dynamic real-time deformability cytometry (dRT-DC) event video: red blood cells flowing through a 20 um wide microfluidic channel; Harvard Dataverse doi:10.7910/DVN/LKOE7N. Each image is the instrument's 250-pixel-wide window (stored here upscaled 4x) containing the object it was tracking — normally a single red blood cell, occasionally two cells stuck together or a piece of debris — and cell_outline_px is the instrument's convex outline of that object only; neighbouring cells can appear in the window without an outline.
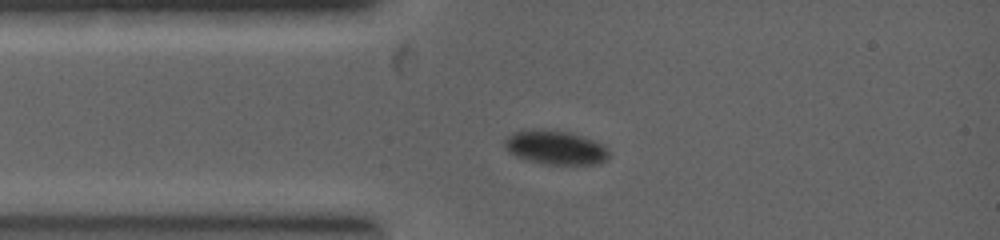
{"species": "common noctule bat (a hibernating species)", "species_latin": "Nyctalus noctula", "temperature_condition": "warm", "stored_images_in_passage": 41, "camera_frame_rate_fps": 5000, "um_per_image_px": 0.085, "animal": {"sex": "female", "body_mass_g": 19.0, "forearm_length_mm": 53.3}, "frame": {"image": 1, "passage_image": 1, "time_ms": 0.0, "image_size_px": [1000, 240], "cell_outline_px": [[608, 160], [600, 164], [544, 164], [528, 160], [516, 156], [508, 152], [504, 148], [504, 140], [512, 132], [524, 128], [544, 128], [572, 132], [584, 136], [604, 144], [608, 148]], "centroid_in_image_um": [47.2, 12.5], "position_along_channel_um": 37.8, "area_um2": 21.39}}
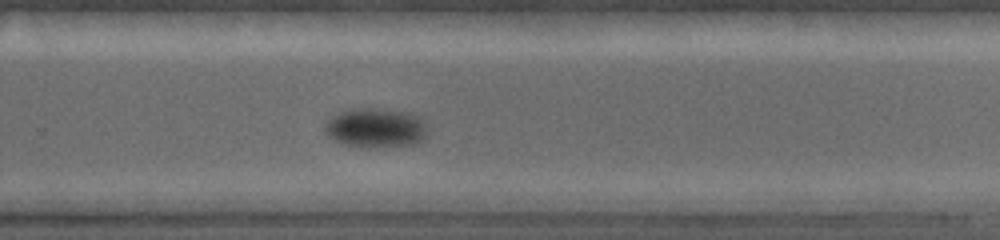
{"frame": {"image": 2, "passage_image": 30, "time_ms": 4.4, "image_size_px": [1000, 240], "cell_outline_px": [[428, 136], [424, 140], [416, 144], [344, 144], [332, 140], [324, 132], [324, 120], [340, 112], [356, 108], [368, 108], [416, 116], [424, 120], [428, 124]], "centroid_in_image_um": [31.9, 10.85], "position_along_channel_um": 297.9, "area_um2": 22.6}}
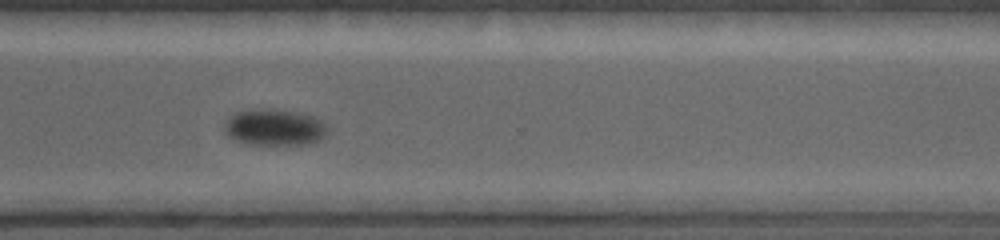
{"frame": {"image": 3, "passage_image": 36, "time_ms": 5.2, "image_size_px": [1000, 240], "cell_outline_px": [[328, 132], [320, 140], [312, 144], [244, 144], [232, 140], [224, 132], [224, 124], [232, 116], [240, 112], [288, 112], [316, 116], [328, 128]], "centroid_in_image_um": [23.36, 10.91], "position_along_channel_um": 347.2, "area_um2": 20.98}}